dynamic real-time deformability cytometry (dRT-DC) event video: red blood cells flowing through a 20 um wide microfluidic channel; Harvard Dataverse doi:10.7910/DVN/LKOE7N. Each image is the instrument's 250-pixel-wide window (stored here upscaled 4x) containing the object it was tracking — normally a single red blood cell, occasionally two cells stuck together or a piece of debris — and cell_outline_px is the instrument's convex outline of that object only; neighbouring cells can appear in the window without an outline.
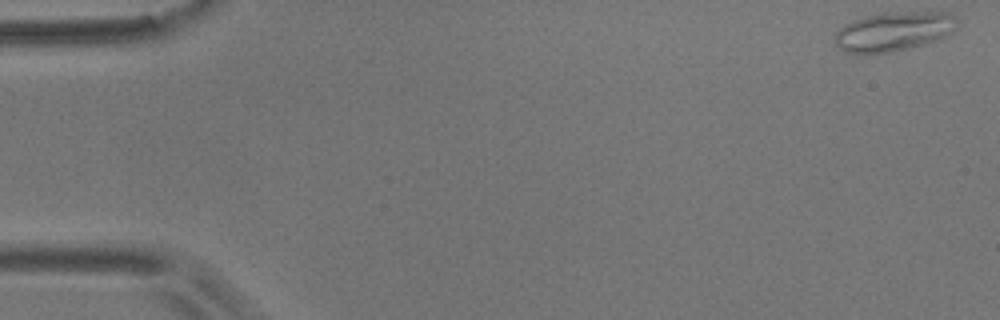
{"species": "common noctule bat (a hibernating species)", "species_latin": "Nyctalus noctula", "temperature_condition": "room temperature", "stored_images_in_passage": 56, "camera_frame_rate_fps": 3000, "um_per_image_px": 0.085, "animal": {"sex": "male", "body_mass_g": 17.9}, "frame": {"image": 1, "passage_image": 1, "time_ms": 0.0, "image_size_px": [1000, 320], "cell_outline_px": [[956, 28], [952, 32], [936, 40], [908, 48], [892, 52], [844, 52], [836, 44], [836, 32], [844, 24], [852, 20], [864, 16], [884, 12], [952, 12], [956, 16]], "centroid_in_image_um": [75.99, 2.64], "position_along_channel_um": 9.0, "area_um2": 27.74}}
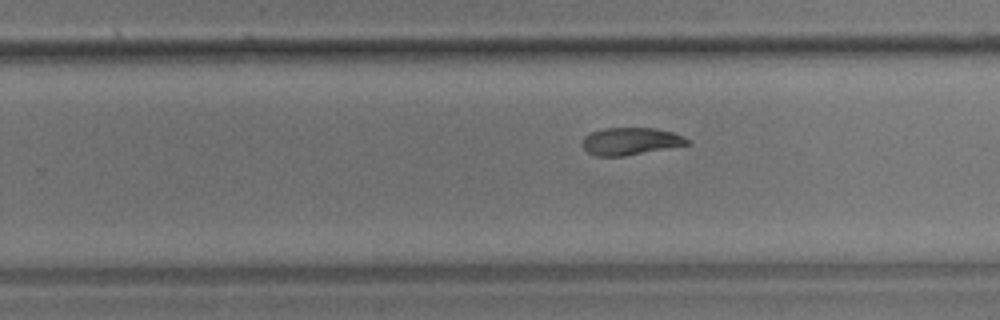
{"frame": {"image": 2, "passage_image": 35, "time_ms": 11.333, "image_size_px": [1000, 320], "cell_outline_px": [[692, 144], [624, 156], [596, 156], [588, 152], [580, 144], [584, 136], [592, 132], [604, 128], [652, 128], [672, 132], [684, 136]], "centroid_in_image_um": [53.59, 12.01], "position_along_channel_um": 276.2, "area_um2": 16.76}}
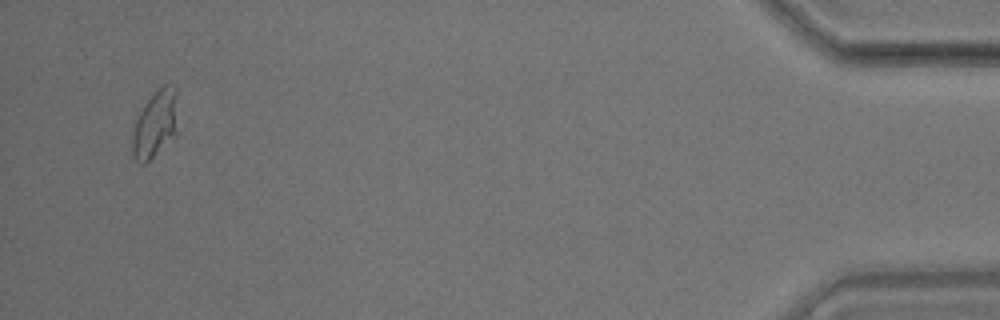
{"frame": {"image": 3, "passage_image": 54, "time_ms": 17.667, "image_size_px": [1000, 320], "cell_outline_px": [[176, 132], [144, 164], [140, 164], [132, 156], [132, 128], [144, 104], [164, 84], [176, 88]], "centroid_in_image_um": [13.14, 10.55], "position_along_channel_um": 422.1, "area_um2": 17.11}}